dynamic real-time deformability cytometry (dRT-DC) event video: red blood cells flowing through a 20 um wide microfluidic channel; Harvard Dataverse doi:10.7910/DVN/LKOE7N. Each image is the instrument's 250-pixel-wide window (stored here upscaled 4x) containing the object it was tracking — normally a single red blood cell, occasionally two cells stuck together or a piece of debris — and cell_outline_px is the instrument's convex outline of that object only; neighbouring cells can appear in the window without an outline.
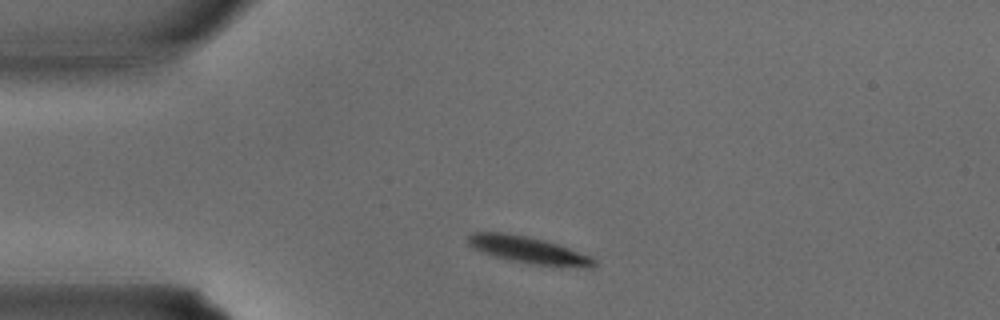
{"species": "common noctule bat (a hibernating species)", "species_latin": "Nyctalus noctula", "temperature_condition": "warm", "stored_images_in_passage": 30, "camera_frame_rate_fps": 3000, "um_per_image_px": 0.085, "animal": {"sex": "male", "body_mass_g": 15.6}, "frame": {"image": 1, "passage_image": 3, "time_ms": 0.667, "image_size_px": [1000, 320], "cell_outline_px": [[596, 264], [592, 268], [584, 268], [532, 264], [508, 260], [492, 256], [480, 252], [472, 248], [468, 244], [468, 236], [472, 232], [508, 232], [528, 236], [544, 240], [568, 248], [588, 256], [596, 260]], "centroid_in_image_um": [44.85, 21.25], "position_along_channel_um": 40.1, "area_um2": 19.88}}
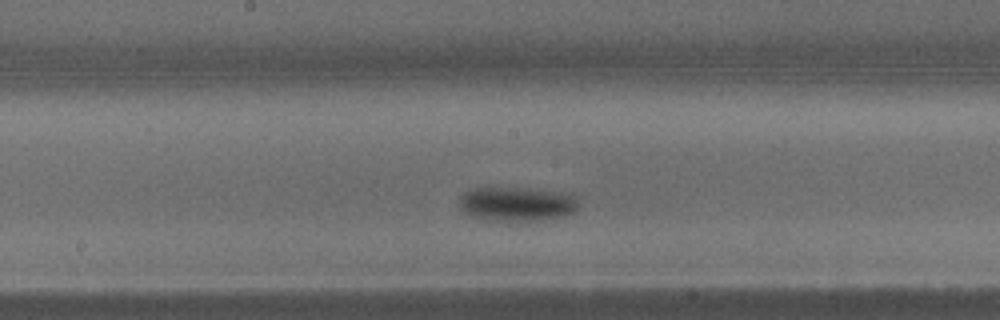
{"frame": {"image": 2, "passage_image": 13, "time_ms": 4.0, "image_size_px": [1000, 320], "cell_outline_px": [[576, 208], [572, 212], [564, 216], [544, 220], [480, 220], [468, 216], [460, 208], [460, 196], [464, 192], [472, 188], [528, 188], [572, 192], [576, 196]], "centroid_in_image_um": [43.92, 17.32], "position_along_channel_um": 204.3, "area_um2": 24.16}}
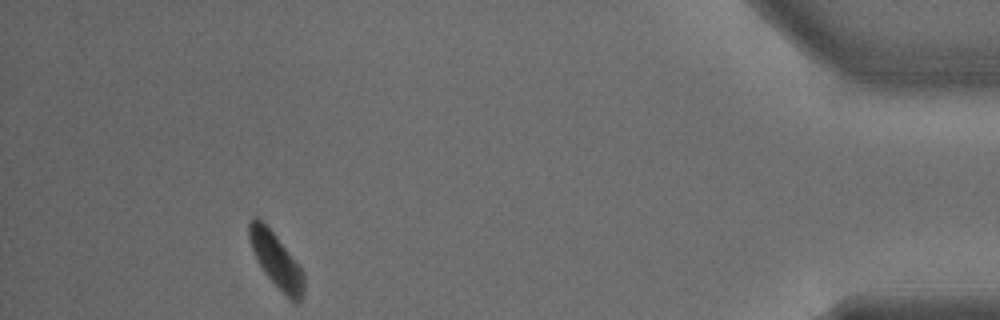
{"frame": {"image": 3, "passage_image": 27, "time_ms": 8.667, "image_size_px": [1000, 320], "cell_outline_px": [[304, 296], [296, 304], [288, 300], [284, 296], [264, 272], [256, 260], [248, 236], [248, 224], [252, 216], [256, 216], [276, 236], [304, 272]], "centroid_in_image_um": [23.48, 22.19], "position_along_channel_um": 411.7, "area_um2": 17.51}}